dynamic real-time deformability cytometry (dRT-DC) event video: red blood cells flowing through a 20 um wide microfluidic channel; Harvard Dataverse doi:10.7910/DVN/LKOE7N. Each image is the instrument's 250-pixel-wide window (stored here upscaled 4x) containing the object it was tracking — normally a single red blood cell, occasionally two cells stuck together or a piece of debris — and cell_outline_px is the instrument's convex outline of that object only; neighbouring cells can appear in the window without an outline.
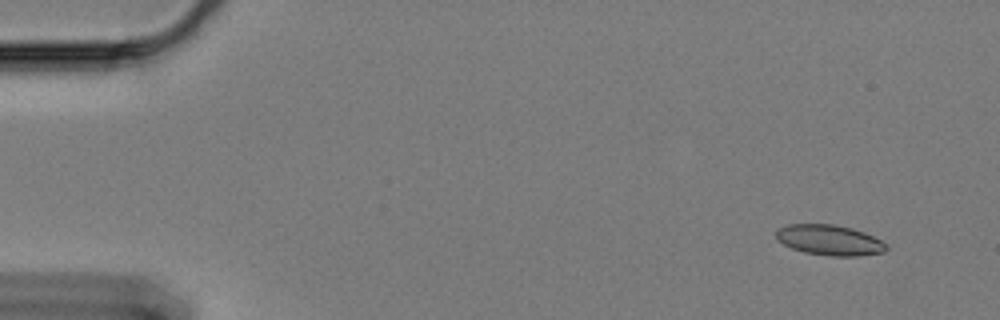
{"species": "Egyptian fruit bat (a non-hibernating species)", "species_latin": "Rousettus aegyptiacus", "temperature_condition": "cold", "stored_images_in_passage": 57, "camera_frame_rate_fps": 3000, "um_per_image_px": 0.085, "animal": {"sex": "female"}, "frame": {"image": 1, "passage_image": 1, "time_ms": 0.0, "image_size_px": [1000, 320], "cell_outline_px": [[888, 248], [884, 252], [860, 256], [828, 256], [804, 252], [792, 248], [776, 240], [776, 232], [780, 228], [788, 224], [836, 224], [852, 228], [864, 232], [888, 244]], "centroid_in_image_um": [70.53, 20.41], "position_along_channel_um": 14.5, "area_um2": 19.65}}
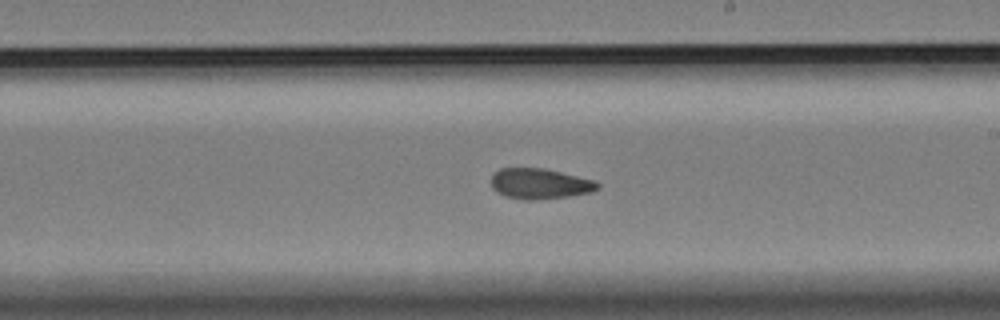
{"frame": {"image": 2, "passage_image": 32, "time_ms": 10.333, "image_size_px": [1000, 320], "cell_outline_px": [[600, 188], [592, 192], [568, 196], [532, 200], [524, 200], [504, 196], [496, 192], [492, 188], [492, 172], [500, 168], [544, 168], [596, 180], [600, 184]], "centroid_in_image_um": [45.88, 15.61], "position_along_channel_um": 243.1, "area_um2": 19.13}}
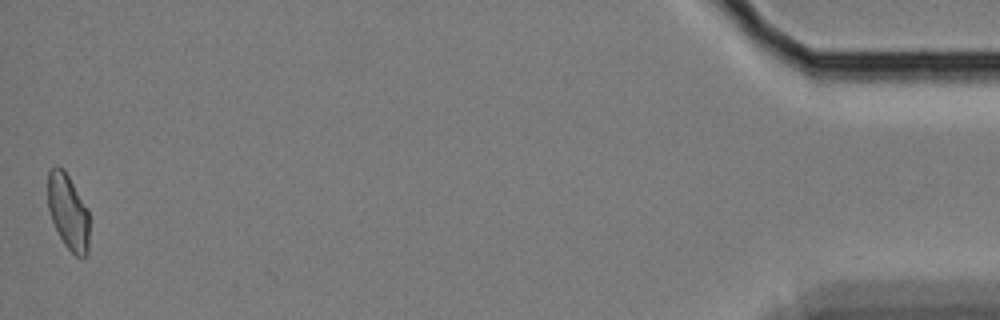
{"frame": {"image": 3, "passage_image": 57, "time_ms": 18.667, "image_size_px": [1000, 320], "cell_outline_px": [[88, 252], [84, 256], [76, 256], [64, 244], [52, 220], [48, 208], [48, 172], [56, 164], [64, 168], [88, 208]], "centroid_in_image_um": [5.79, 17.95], "position_along_channel_um": 429.4, "area_um2": 18.21}, "authors_computed_cell_mechanics": {"area_um2": 19.1318, "velocity_mm_per_s": 3.2987, "shape_relaxation_time_tau1_ms": null, "shape_relaxation_time_tau2_ms": 2.5092, "deformation_change_tau1": null, "deformation_change_tau2": 0.0846}}